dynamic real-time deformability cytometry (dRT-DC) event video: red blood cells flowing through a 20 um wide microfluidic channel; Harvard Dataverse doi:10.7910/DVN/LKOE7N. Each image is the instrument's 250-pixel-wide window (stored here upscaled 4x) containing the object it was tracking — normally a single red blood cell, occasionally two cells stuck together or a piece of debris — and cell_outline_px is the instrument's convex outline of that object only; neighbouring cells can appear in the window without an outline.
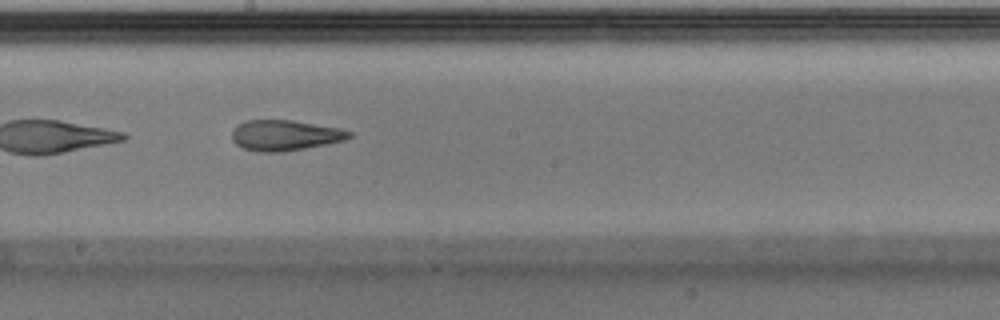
{"species": "Egyptian fruit bat (a non-hibernating species)", "species_latin": "Rousettus aegyptiacus", "temperature_condition": "warm", "stored_images_in_passage": 28, "camera_frame_rate_fps": 3000, "um_per_image_px": 0.085, "animal": {"sex": "male"}, "frame": {"image": 1, "passage_image": 13, "time_ms": 4.0, "image_size_px": [1000, 320], "cell_outline_px": [[352, 136], [344, 140], [284, 152], [256, 152], [244, 148], [236, 144], [232, 140], [232, 132], [240, 124], [248, 120], [292, 120], [340, 128], [352, 132]], "centroid_in_image_um": [24.22, 11.5], "position_along_channel_um": 224.0, "area_um2": 20.69}}